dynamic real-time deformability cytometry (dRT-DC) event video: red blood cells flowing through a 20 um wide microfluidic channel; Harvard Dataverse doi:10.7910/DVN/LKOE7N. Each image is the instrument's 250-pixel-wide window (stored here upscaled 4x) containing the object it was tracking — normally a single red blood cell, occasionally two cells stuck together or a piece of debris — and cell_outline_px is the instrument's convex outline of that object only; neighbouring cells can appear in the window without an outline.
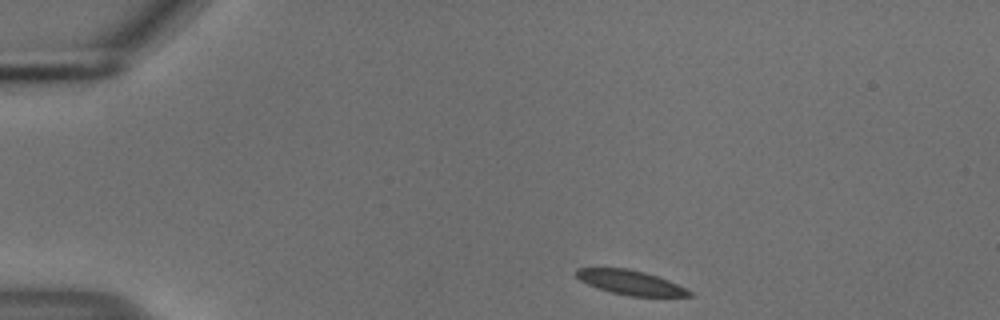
{"species": "common noctule bat (a hibernating species)", "species_latin": "Nyctalus noctula", "temperature_condition": "cold", "stored_images_in_passage": 46, "camera_frame_rate_fps": 3000, "um_per_image_px": 0.085, "animal": {"sex": "male", "body_mass_g": 18.8}, "frame": {"image": 1, "passage_image": 1, "time_ms": 0.0, "image_size_px": [1000, 320], "cell_outline_px": [[692, 296], [628, 296], [612, 292], [588, 284], [580, 280], [576, 276], [576, 268], [628, 268], [644, 272], [668, 280], [692, 292]], "centroid_in_image_um": [53.57, 24.0], "position_along_channel_um": 31.4, "area_um2": 15.78}}
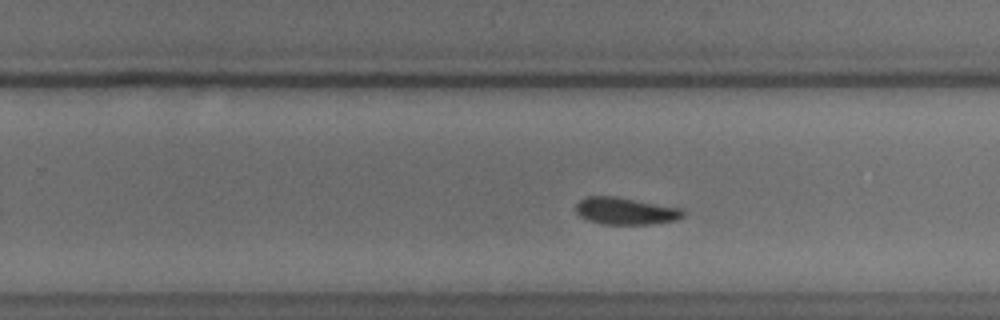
{"frame": {"image": 2, "passage_image": 26, "time_ms": 8.333, "image_size_px": [1000, 320], "cell_outline_px": [[684, 216], [676, 220], [652, 224], [600, 224], [588, 220], [580, 216], [576, 212], [576, 204], [584, 196], [616, 196], [684, 208]], "centroid_in_image_um": [53.19, 17.93], "position_along_channel_um": 276.6, "area_um2": 17.17}}
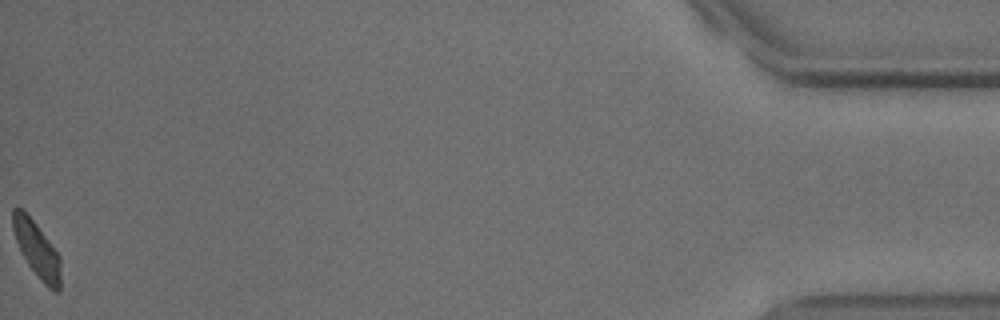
{"frame": {"image": 3, "passage_image": 46, "time_ms": 15.0, "image_size_px": [1000, 320], "cell_outline_px": [[60, 292], [56, 292], [48, 288], [44, 284], [28, 264], [16, 240], [12, 228], [12, 208], [20, 208], [36, 224], [60, 256]], "centroid_in_image_um": [3.14, 21.23], "position_along_channel_um": 432.1, "area_um2": 15.14}, "authors_computed_cell_mechanics": {"area_um2": 17.0799, "velocity_mm_per_s": 3.6841, "shape_relaxation_time_tau1_ms": 4.7444, "shape_relaxation_time_tau2_ms": null, "deformation_change_tau1": 0.0915, "deformation_change_tau2": null}}